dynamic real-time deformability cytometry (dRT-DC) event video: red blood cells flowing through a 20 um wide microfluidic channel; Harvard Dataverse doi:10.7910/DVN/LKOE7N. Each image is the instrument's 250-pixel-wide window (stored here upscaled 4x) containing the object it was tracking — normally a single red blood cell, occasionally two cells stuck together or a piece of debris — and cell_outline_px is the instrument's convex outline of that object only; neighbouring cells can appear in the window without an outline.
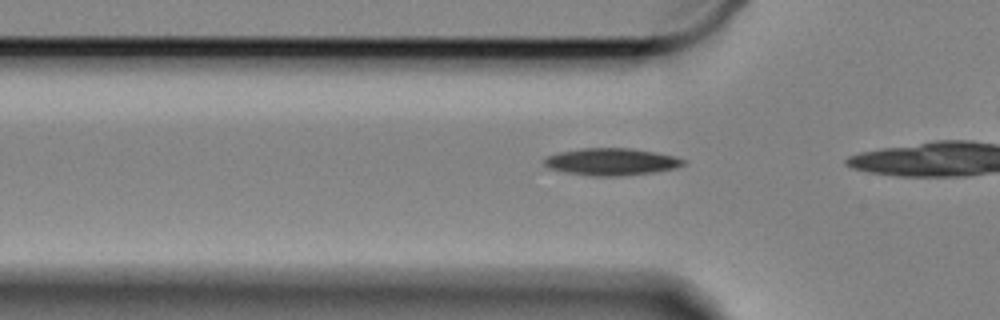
{"species": "Egyptian fruit bat (a non-hibernating species)", "species_latin": "Rousettus aegyptiacus", "temperature_condition": "cold", "stored_images_in_passage": 10, "camera_frame_rate_fps": 3000, "um_per_image_px": 0.085, "animal": {"sex": "female"}, "frame": {"image": 1, "passage_image": 4, "time_ms": 1.0, "image_size_px": [1000, 320], "cell_outline_px": [[684, 164], [672, 168], [652, 172], [616, 176], [596, 176], [564, 172], [548, 168], [544, 164], [544, 160], [548, 156], [560, 152], [580, 148], [628, 148], [652, 152], [672, 156], [684, 160]], "centroid_in_image_um": [51.88, 13.75], "position_along_channel_um": 73.9, "area_um2": 21.44}}
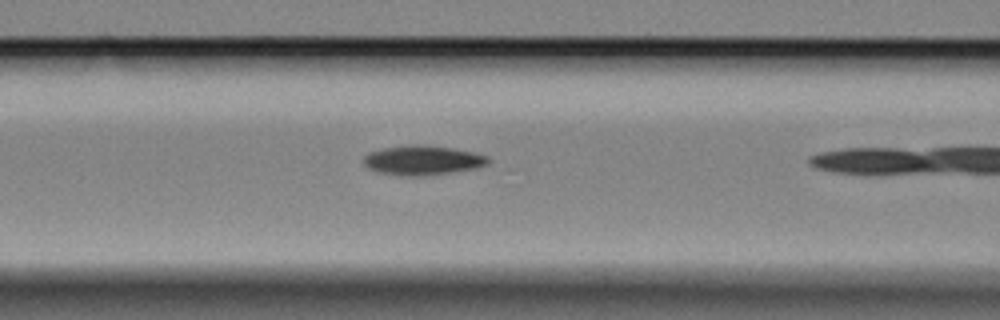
{"frame": {"image": 2, "passage_image": 9, "time_ms": 2.667, "image_size_px": [1000, 320], "cell_outline_px": [[492, 160], [488, 164], [476, 168], [452, 172], [424, 176], [400, 176], [380, 172], [368, 168], [364, 164], [364, 156], [372, 152], [384, 148], [412, 144], [452, 148], [472, 152], [488, 156]], "centroid_in_image_um": [35.96, 13.63], "position_along_channel_um": 130.6, "area_um2": 21.27}}